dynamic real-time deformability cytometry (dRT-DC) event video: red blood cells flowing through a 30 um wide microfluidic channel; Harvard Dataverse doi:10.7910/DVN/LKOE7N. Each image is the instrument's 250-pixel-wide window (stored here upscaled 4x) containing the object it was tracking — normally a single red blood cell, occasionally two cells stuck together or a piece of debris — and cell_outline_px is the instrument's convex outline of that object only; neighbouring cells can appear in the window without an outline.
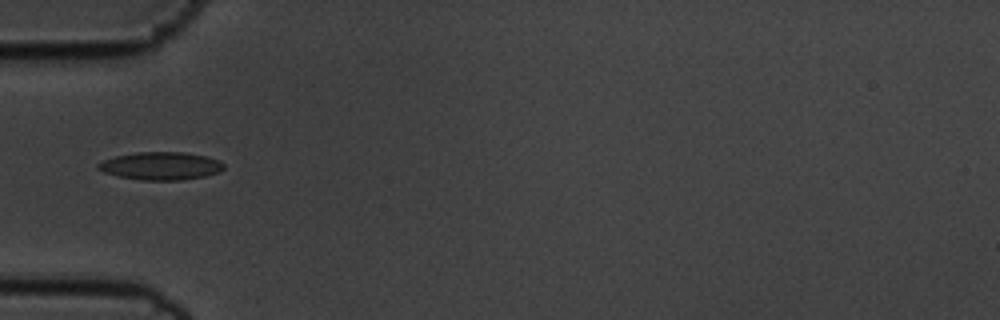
{"species": "common noctule bat (a hibernating species)", "species_latin": "Nyctalus noctula", "temperature_condition": "cold", "stored_images_in_passage": 39, "camera_frame_rate_fps": 3000, "um_per_image_px": 0.085, "animal": {"sex": "male", "body_mass_g": 19.5, "forearm_length_mm": 54.6}, "frame": {"image": 1, "passage_image": 1, "time_ms": 0.0, "image_size_px": [1000, 320], "cell_outline_px": [[224, 168], [220, 172], [204, 176], [180, 180], [140, 180], [120, 176], [104, 172], [96, 168], [96, 164], [104, 160], [116, 156], [136, 152], [184, 152], [204, 156], [220, 160], [224, 164]], "centroid_in_image_um": [13.67, 14.1], "position_along_channel_um": 71.3, "area_um2": 20.35}}
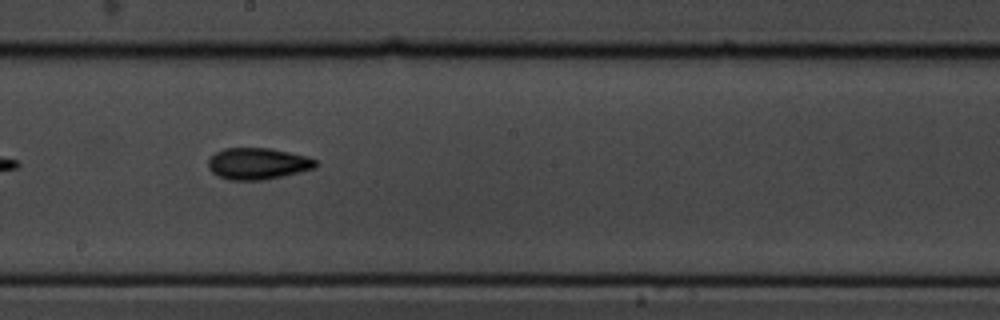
{"frame": {"image": 2, "passage_image": 14, "time_ms": 4.333, "image_size_px": [1000, 320], "cell_outline_px": [[316, 168], [264, 180], [228, 180], [212, 172], [208, 168], [208, 160], [216, 152], [224, 148], [268, 148], [308, 156], [316, 160]], "centroid_in_image_um": [21.9, 13.91], "position_along_channel_um": 226.3, "area_um2": 19.65}}
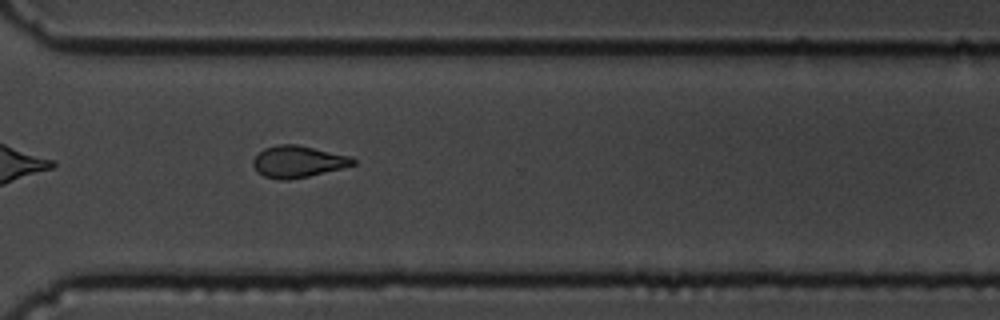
{"frame": {"image": 3, "passage_image": 24, "time_ms": 7.667, "image_size_px": [1000, 320], "cell_outline_px": [[356, 164], [308, 176], [288, 180], [280, 180], [264, 176], [256, 172], [252, 164], [252, 160], [264, 148], [280, 144], [296, 144], [352, 156], [356, 160]], "centroid_in_image_um": [25.31, 13.73], "position_along_channel_um": 345.3, "area_um2": 18.44}, "authors_computed_cell_mechanics": {"area_um2": 18.6694, "velocity_mm_per_s": 3.5779, "shape_relaxation_time_tau1_ms": 5.0044, "shape_relaxation_time_tau2_ms": 4.03, "deformation_change_tau1": 0.1056, "deformation_change_tau2": 0.0994}}